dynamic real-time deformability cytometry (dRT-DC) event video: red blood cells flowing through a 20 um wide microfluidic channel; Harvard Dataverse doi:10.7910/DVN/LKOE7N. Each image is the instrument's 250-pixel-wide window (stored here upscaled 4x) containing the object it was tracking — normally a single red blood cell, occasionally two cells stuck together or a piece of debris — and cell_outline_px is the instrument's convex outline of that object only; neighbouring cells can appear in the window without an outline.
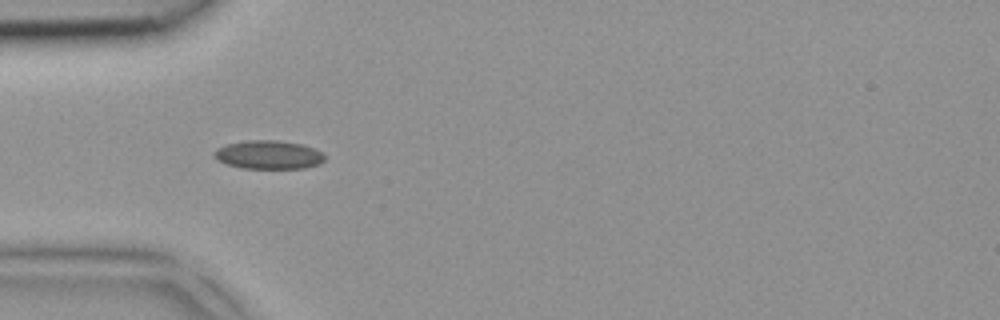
{"species": "common noctule bat (a hibernating species)", "species_latin": "Nyctalus noctula", "temperature_condition": "room temperature", "stored_images_in_passage": 6, "camera_frame_rate_fps": 3000, "um_per_image_px": 0.085, "animal": {"sex": "female", "body_mass_g": 18.4}, "frame": {"image": 1, "passage_image": 5, "time_ms": 1.333, "image_size_px": [1000, 320], "cell_outline_px": [[324, 160], [320, 164], [304, 168], [244, 168], [228, 164], [212, 156], [212, 152], [216, 148], [228, 144], [244, 140], [276, 140], [304, 144], [316, 148], [324, 156]], "centroid_in_image_um": [22.84, 13.14], "position_along_channel_um": 62.2, "area_um2": 18.44}}